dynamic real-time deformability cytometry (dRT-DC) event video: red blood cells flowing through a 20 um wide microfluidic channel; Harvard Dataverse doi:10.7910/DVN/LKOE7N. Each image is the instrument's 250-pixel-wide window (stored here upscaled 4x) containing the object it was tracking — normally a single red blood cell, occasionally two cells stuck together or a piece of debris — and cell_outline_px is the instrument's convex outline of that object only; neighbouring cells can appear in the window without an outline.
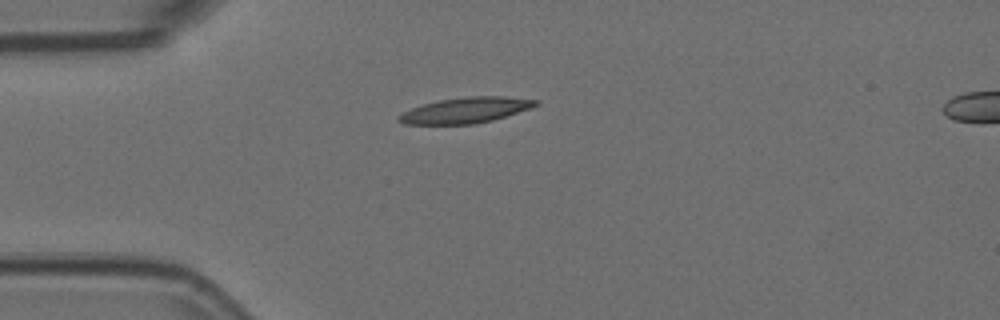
{"species": "Egyptian fruit bat (a non-hibernating species)", "species_latin": "Rousettus aegyptiacus", "temperature_condition": "room temperature", "stored_images_in_passage": 15, "camera_frame_rate_fps": 3000, "um_per_image_px": 0.085, "animal": {"sex": "female"}, "frame": {"image": 1, "passage_image": 1, "time_ms": 0.0, "image_size_px": [1000, 320], "cell_outline_px": [[540, 104], [532, 108], [492, 120], [476, 124], [404, 124], [396, 120], [396, 116], [412, 108], [424, 104], [440, 100], [468, 96], [504, 96], [540, 100]], "centroid_in_image_um": [39.61, 9.37], "position_along_channel_um": 45.4, "area_um2": 20.52}}